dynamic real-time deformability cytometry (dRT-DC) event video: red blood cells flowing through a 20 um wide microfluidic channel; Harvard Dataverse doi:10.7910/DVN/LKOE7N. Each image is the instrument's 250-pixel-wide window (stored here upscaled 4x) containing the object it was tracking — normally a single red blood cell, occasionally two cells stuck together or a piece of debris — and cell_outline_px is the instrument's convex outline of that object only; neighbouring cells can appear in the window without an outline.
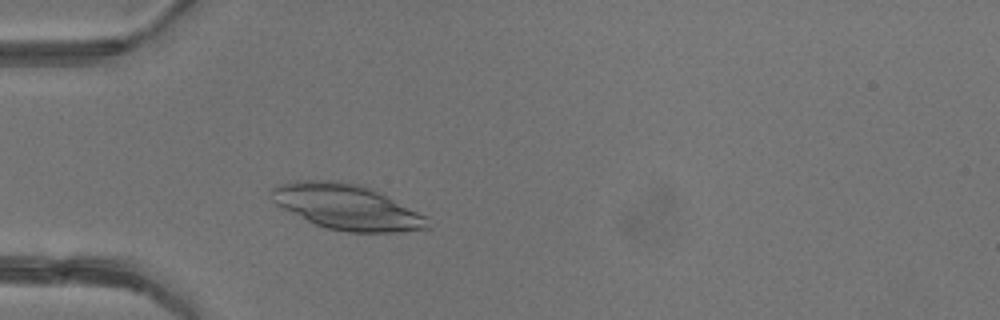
{"species": "common noctule bat (a hibernating species)", "species_latin": "Nyctalus noctula", "temperature_condition": "warm", "stored_images_in_passage": 2, "camera_frame_rate_fps": 3000, "um_per_image_px": 0.085, "animal": {"sex": "female"}, "frame": {"image": 1, "passage_image": 2, "time_ms": 2.0, "image_size_px": [1000, 320], "cell_outline_px": [[432, 228], [396, 232], [348, 232], [324, 228], [280, 208], [272, 200], [272, 188], [276, 184], [288, 180], [336, 180], [360, 184], [380, 192], [424, 216]], "centroid_in_image_um": [29.4, 17.58], "position_along_channel_um": 55.6, "area_um2": 41.27}}